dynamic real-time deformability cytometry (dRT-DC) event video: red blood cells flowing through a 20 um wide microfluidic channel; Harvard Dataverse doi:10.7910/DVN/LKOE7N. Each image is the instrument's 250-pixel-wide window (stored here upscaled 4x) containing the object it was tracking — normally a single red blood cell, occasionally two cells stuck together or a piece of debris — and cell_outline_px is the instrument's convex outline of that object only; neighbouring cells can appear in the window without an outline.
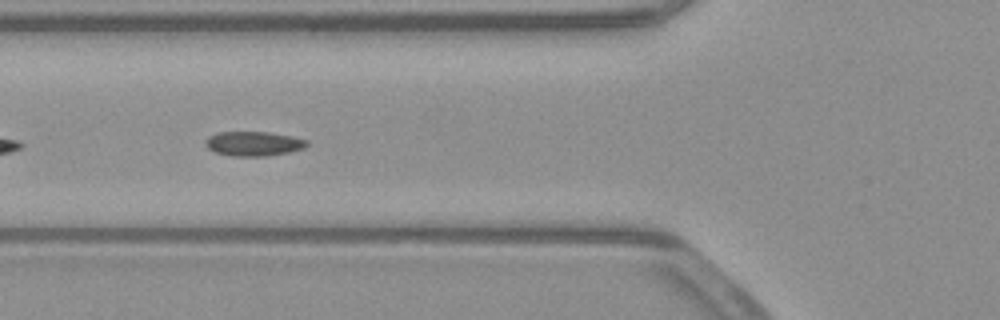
{"species": "common noctule bat (a hibernating species)", "species_latin": "Nyctalus noctula", "temperature_condition": "warm", "stored_images_in_passage": 32, "camera_frame_rate_fps": 3000, "um_per_image_px": 0.085, "animal": {"sex": "male", "body_mass_g": 23.1, "forearm_length_mm": 52.7}, "frame": {"image": 1, "passage_image": 6, "time_ms": 1.667, "image_size_px": [1000, 320], "cell_outline_px": [[308, 144], [304, 148], [288, 152], [268, 156], [232, 156], [212, 152], [204, 144], [204, 140], [208, 136], [216, 132], [268, 132], [292, 136], [308, 140]], "centroid_in_image_um": [21.51, 12.21], "position_along_channel_um": 104.3, "area_um2": 14.68}}
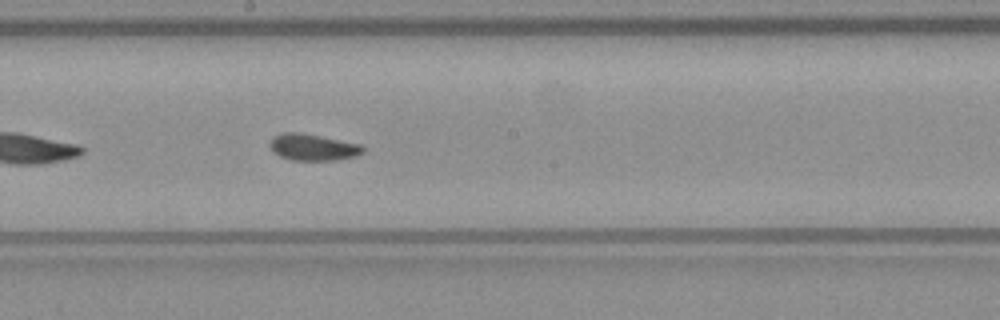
{"frame": {"image": 2, "passage_image": 15, "time_ms": 4.667, "image_size_px": [1000, 320], "cell_outline_px": [[364, 152], [356, 156], [336, 160], [292, 160], [280, 156], [272, 152], [268, 144], [268, 140], [272, 136], [280, 132], [300, 132], [360, 144], [364, 148]], "centroid_in_image_um": [26.52, 12.5], "position_along_channel_um": 221.7, "area_um2": 14.62}}
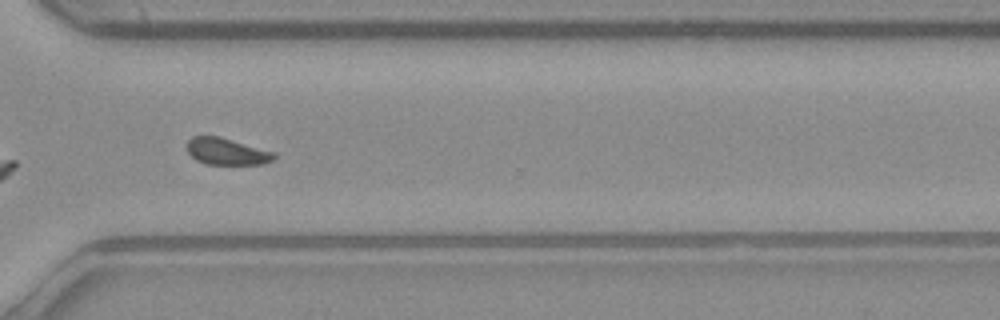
{"frame": {"image": 3, "passage_image": 25, "time_ms": 8.0, "image_size_px": [1000, 320], "cell_outline_px": [[276, 156], [272, 160], [264, 164], [204, 164], [196, 160], [188, 152], [188, 140], [192, 136], [220, 136], [276, 152]], "centroid_in_image_um": [19.29, 12.87], "position_along_channel_um": 351.3, "area_um2": 13.64}, "authors_computed_cell_mechanics": {"area_um2": 14.6523, "velocity_mm_per_s": 3.9017, "shape_relaxation_time_tau1_ms": null, "shape_relaxation_time_tau2_ms": 2.7381, "deformation_change_tau1": null, "deformation_change_tau2": 0.0596}}